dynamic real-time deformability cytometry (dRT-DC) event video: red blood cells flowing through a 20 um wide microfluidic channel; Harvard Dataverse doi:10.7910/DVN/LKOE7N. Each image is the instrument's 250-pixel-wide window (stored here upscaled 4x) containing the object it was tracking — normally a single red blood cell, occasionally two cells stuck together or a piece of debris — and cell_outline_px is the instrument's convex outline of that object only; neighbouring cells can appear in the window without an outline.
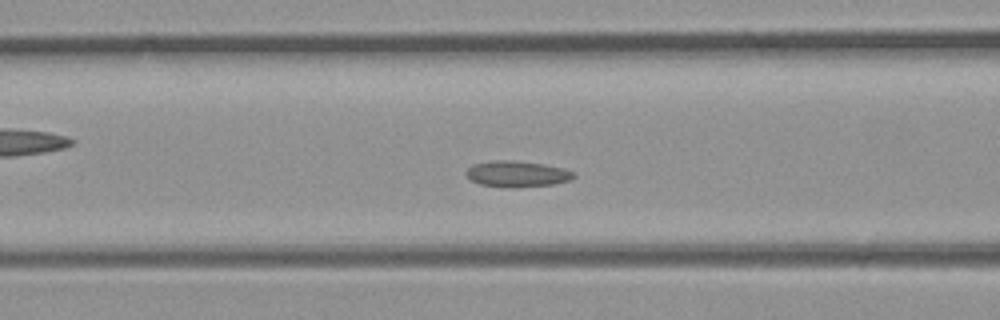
{"species": "common noctule bat (a hibernating species)", "species_latin": "Nyctalus noctula", "temperature_condition": "room temperature", "stored_images_in_passage": 30, "camera_frame_rate_fps": 3000, "um_per_image_px": 0.085, "animal": {"sex": "male", "body_mass_g": 23.1, "forearm_length_mm": 52.7}, "frame": {"image": 1, "passage_image": 9, "time_ms": 2.667, "image_size_px": [1000, 320], "cell_outline_px": [[576, 176], [568, 180], [552, 184], [512, 188], [508, 188], [480, 184], [472, 180], [464, 172], [472, 164], [496, 160], [512, 160], [544, 164], [564, 168], [576, 172]], "centroid_in_image_um": [43.95, 14.78], "position_along_channel_um": 122.6, "area_um2": 16.36}}
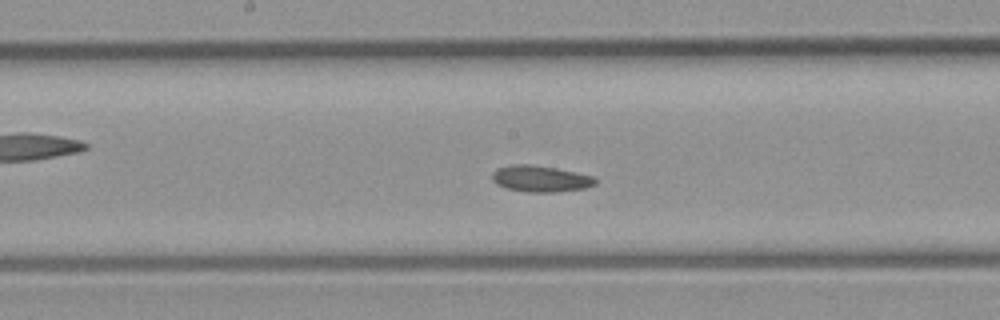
{"frame": {"image": 2, "passage_image": 13, "time_ms": 4.0, "image_size_px": [1000, 320], "cell_outline_px": [[596, 184], [584, 188], [556, 192], [528, 192], [504, 188], [496, 184], [492, 180], [492, 172], [496, 168], [508, 164], [532, 164], [556, 168], [596, 176]], "centroid_in_image_um": [45.91, 15.18], "position_along_channel_um": 202.3, "area_um2": 16.13}}
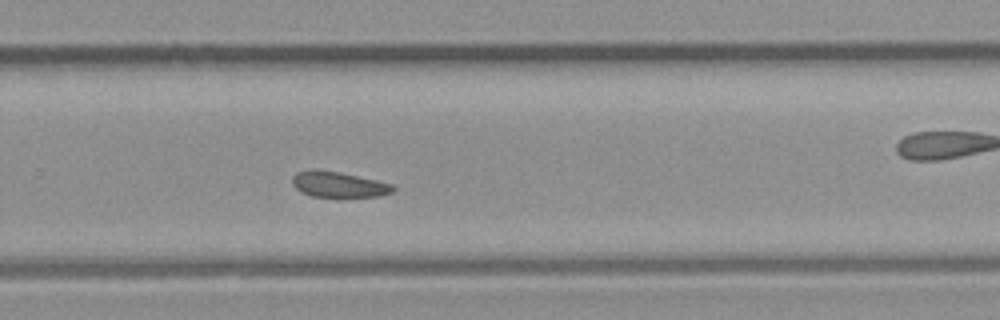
{"frame": {"image": 3, "passage_image": 18, "time_ms": 5.667, "image_size_px": [1000, 320], "cell_outline_px": [[396, 188], [392, 192], [380, 196], [312, 196], [300, 192], [292, 184], [292, 176], [296, 172], [308, 168], [316, 168], [340, 172], [376, 180], [392, 184]], "centroid_in_image_um": [28.72, 15.65], "position_along_channel_um": 301.1, "area_um2": 15.14}}